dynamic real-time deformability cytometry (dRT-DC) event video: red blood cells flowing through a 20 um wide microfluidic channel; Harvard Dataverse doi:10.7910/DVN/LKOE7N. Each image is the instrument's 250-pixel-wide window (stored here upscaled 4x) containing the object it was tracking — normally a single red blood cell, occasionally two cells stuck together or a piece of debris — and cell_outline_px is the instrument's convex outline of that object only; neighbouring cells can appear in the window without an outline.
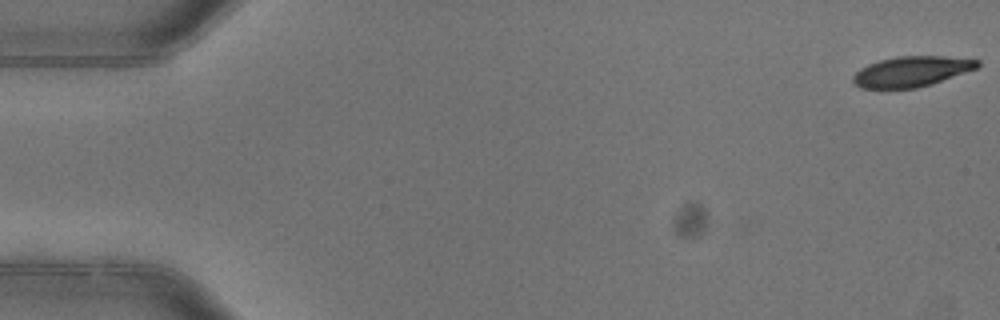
{"species": "common noctule bat (a hibernating species)", "species_latin": "Nyctalus noctula", "temperature_condition": "warm", "stored_images_in_passage": 5, "camera_frame_rate_fps": 3000, "um_per_image_px": 0.085, "animal": {"sex": "female"}, "frame": {"image": 1, "passage_image": 1, "time_ms": 0.0, "image_size_px": [1000, 320], "cell_outline_px": [[980, 64], [976, 68], [916, 88], [860, 88], [852, 80], [852, 76], [860, 68], [868, 64], [880, 60], [896, 56], [944, 56], [980, 60]], "centroid_in_image_um": [77.43, 6.06], "position_along_channel_um": 7.6, "area_um2": 21.62}}
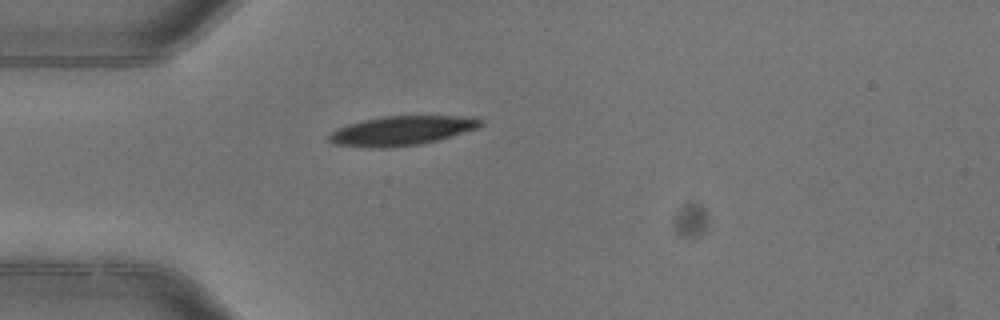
{"frame": {"image": 2, "passage_image": 5, "time_ms": 1.333, "image_size_px": [1000, 320], "cell_outline_px": [[484, 124], [476, 128], [436, 140], [420, 144], [388, 148], [376, 148], [336, 144], [328, 140], [328, 136], [336, 128], [348, 124], [380, 116], [472, 116], [484, 120]], "centroid_in_image_um": [34.14, 11.09], "position_along_channel_um": 50.9, "area_um2": 25.78}}